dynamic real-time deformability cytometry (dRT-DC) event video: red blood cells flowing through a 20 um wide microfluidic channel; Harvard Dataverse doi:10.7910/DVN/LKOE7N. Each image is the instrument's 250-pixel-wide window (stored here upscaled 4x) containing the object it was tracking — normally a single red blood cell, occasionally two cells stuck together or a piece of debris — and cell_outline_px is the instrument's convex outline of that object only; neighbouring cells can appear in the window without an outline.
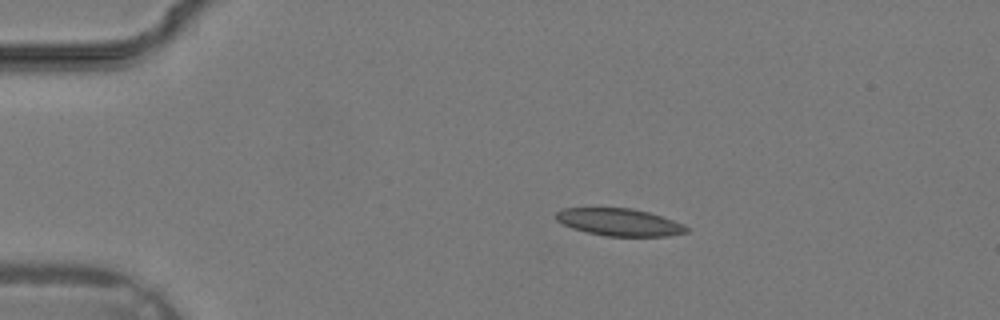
{"species": "common noctule bat (a hibernating species)", "species_latin": "Nyctalus noctula", "temperature_condition": "warm", "stored_images_in_passage": 35, "camera_frame_rate_fps": 3000, "um_per_image_px": 0.085, "animal": {"sex": "male", "body_mass_g": 19.2, "forearm_length_mm": 51.8}, "frame": {"image": 1, "passage_image": 6, "time_ms": 1.667, "image_size_px": [1000, 320], "cell_outline_px": [[688, 232], [668, 236], [604, 236], [572, 228], [556, 220], [556, 212], [564, 208], [632, 208], [648, 212], [684, 224], [688, 228]], "centroid_in_image_um": [52.65, 18.89], "position_along_channel_um": 32.4, "area_um2": 20.63}}
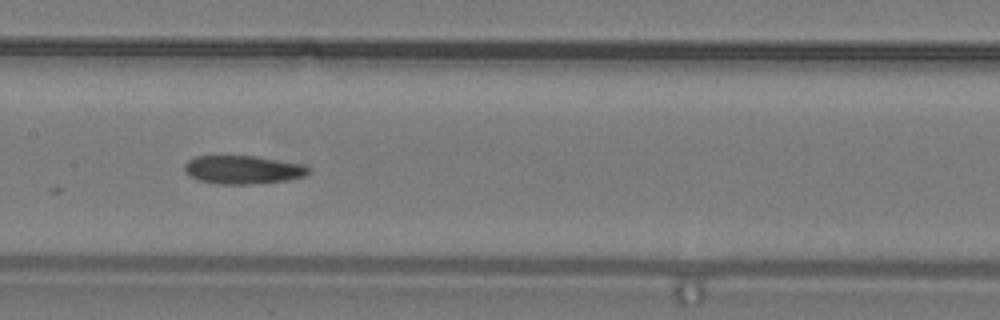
{"frame": {"image": 2, "passage_image": 17, "time_ms": 5.333, "image_size_px": [1000, 320], "cell_outline_px": [[312, 168], [304, 176], [284, 180], [260, 184], [220, 184], [196, 180], [188, 176], [184, 168], [184, 164], [188, 160], [196, 156], [256, 156], [304, 164]], "centroid_in_image_um": [20.63, 14.43], "position_along_channel_um": 186.8, "area_um2": 20.69}}
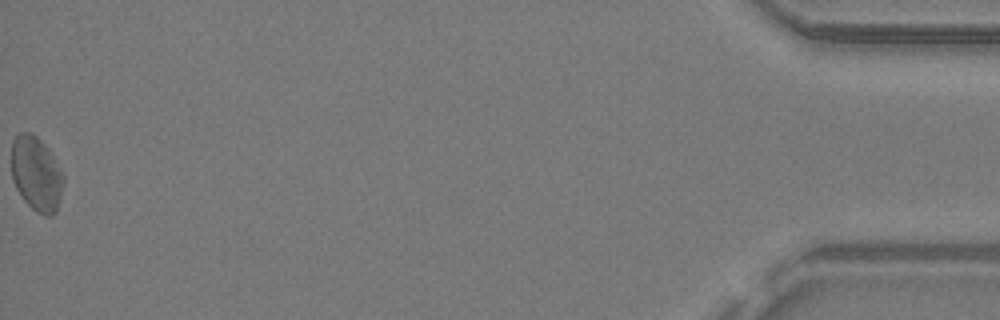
{"frame": {"image": 3, "passage_image": 35, "time_ms": 11.333, "image_size_px": [1000, 320], "cell_outline_px": [[64, 180], [56, 212], [52, 216], [44, 216], [36, 212], [24, 200], [16, 188], [12, 180], [12, 140], [20, 132], [32, 132], [48, 148], [64, 176]], "centroid_in_image_um": [3.08, 14.78], "position_along_channel_um": 432.1, "area_um2": 22.54}}